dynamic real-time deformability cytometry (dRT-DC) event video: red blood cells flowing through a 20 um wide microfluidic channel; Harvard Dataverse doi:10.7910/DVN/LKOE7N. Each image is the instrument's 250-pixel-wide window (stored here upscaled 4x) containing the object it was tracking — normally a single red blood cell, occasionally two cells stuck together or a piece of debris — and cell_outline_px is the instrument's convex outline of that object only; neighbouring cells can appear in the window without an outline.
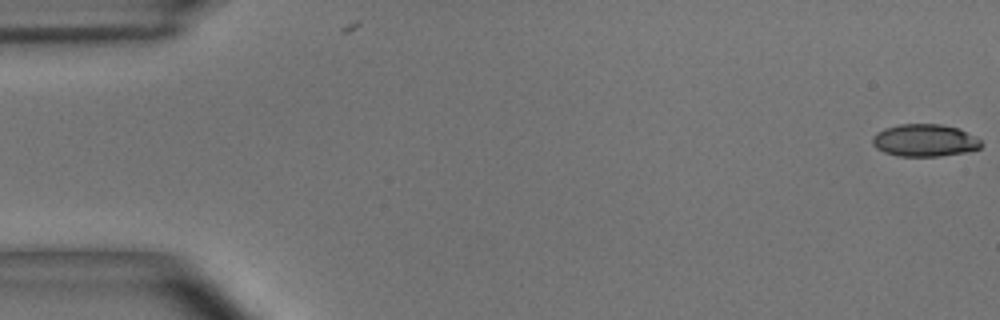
{"species": "common noctule bat (a hibernating species)", "species_latin": "Nyctalus noctula", "temperature_condition": "room temperature", "stored_images_in_passage": 3, "camera_frame_rate_fps": 3000, "um_per_image_px": 0.085, "animal": {"sex": "male", "body_mass_g": 15.6}, "frame": {"image": 1, "passage_image": 1, "time_ms": 0.0, "image_size_px": [1000, 320], "cell_outline_px": [[984, 144], [980, 148], [968, 152], [940, 156], [900, 156], [884, 152], [876, 148], [872, 144], [872, 136], [876, 132], [884, 128], [900, 124], [940, 124], [960, 128], [980, 140]], "centroid_in_image_um": [78.6, 11.93], "position_along_channel_um": 6.4, "area_um2": 20.69}}